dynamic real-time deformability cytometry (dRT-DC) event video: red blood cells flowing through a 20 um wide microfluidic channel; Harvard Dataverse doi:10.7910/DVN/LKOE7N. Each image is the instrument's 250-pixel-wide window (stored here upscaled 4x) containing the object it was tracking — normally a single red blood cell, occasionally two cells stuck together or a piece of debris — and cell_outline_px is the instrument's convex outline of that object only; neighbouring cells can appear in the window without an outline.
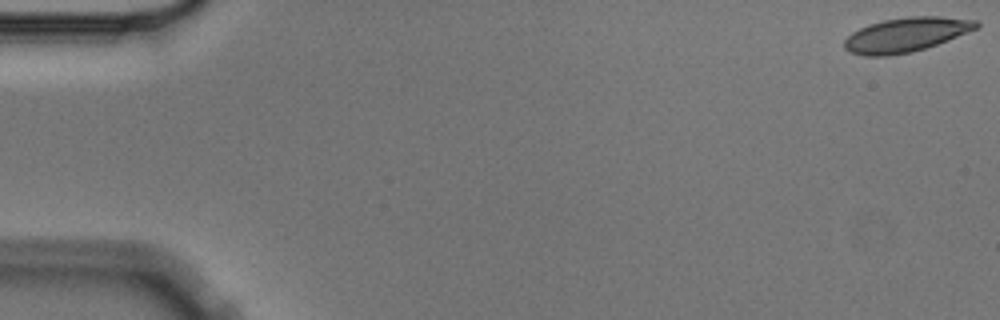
{"species": "Egyptian fruit bat (a non-hibernating species)", "species_latin": "Rousettus aegyptiacus", "temperature_condition": "cold", "stored_images_in_passage": 5, "camera_frame_rate_fps": 3000, "um_per_image_px": 0.085, "animal": {"sex": "male"}, "frame": {"image": 1, "passage_image": 1, "time_ms": 0.0, "image_size_px": [1000, 320], "cell_outline_px": [[980, 24], [976, 28], [948, 40], [912, 52], [888, 56], [864, 56], [848, 52], [844, 48], [844, 40], [852, 32], [868, 24], [884, 20], [908, 16], [940, 16], [976, 20]], "centroid_in_image_um": [76.96, 2.95], "position_along_channel_um": 8.0, "area_um2": 26.36}}
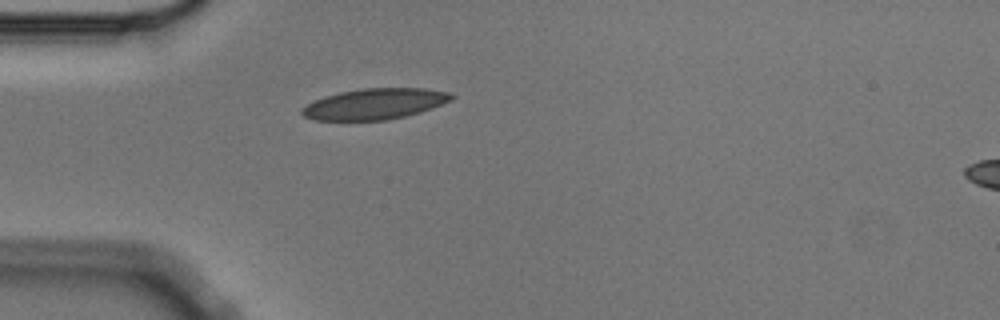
{"frame": {"image": 2, "passage_image": 5, "time_ms": 1.333, "image_size_px": [1000, 320], "cell_outline_px": [[456, 96], [452, 100], [432, 108], [420, 112], [404, 116], [384, 120], [316, 120], [304, 116], [300, 112], [300, 108], [324, 96], [340, 92], [364, 88], [424, 88], [452, 92]], "centroid_in_image_um": [31.89, 8.82], "position_along_channel_um": 53.1, "area_um2": 26.88}}